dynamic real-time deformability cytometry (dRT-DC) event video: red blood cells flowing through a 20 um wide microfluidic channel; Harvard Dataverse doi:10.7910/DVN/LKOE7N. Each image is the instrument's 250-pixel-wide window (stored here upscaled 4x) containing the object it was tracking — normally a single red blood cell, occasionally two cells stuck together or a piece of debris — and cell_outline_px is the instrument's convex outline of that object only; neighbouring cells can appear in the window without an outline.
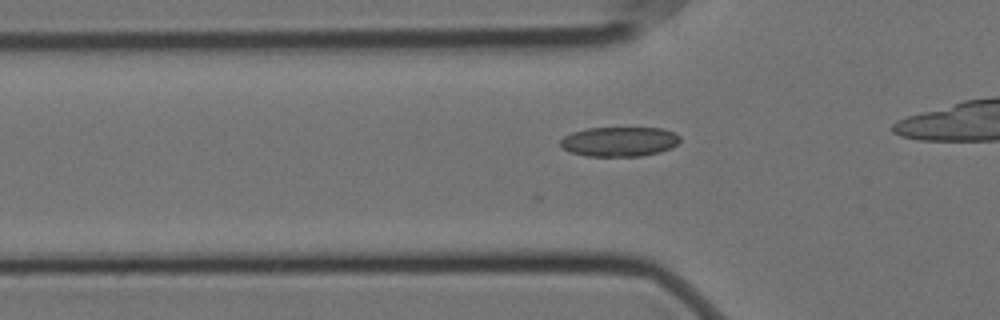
{"species": "Egyptian fruit bat (a non-hibernating species)", "species_latin": "Rousettus aegyptiacus", "temperature_condition": "cold", "stored_images_in_passage": 41, "camera_frame_rate_fps": 3000, "um_per_image_px": 0.085, "animal": {"sex": "female"}, "frame": {"image": 1, "passage_image": 13, "time_ms": 4.0, "image_size_px": [1000, 320], "cell_outline_px": [[680, 140], [672, 148], [660, 152], [640, 156], [588, 156], [568, 152], [560, 144], [560, 140], [564, 136], [572, 132], [588, 128], [664, 128], [680, 136]], "centroid_in_image_um": [52.64, 12.04], "position_along_channel_um": 73.2, "area_um2": 20.69}}
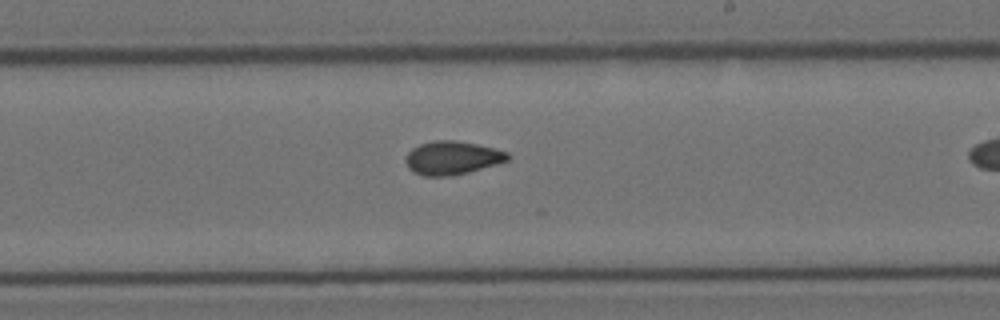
{"frame": {"image": 2, "passage_image": 28, "time_ms": 9.0, "image_size_px": [1000, 320], "cell_outline_px": [[512, 156], [508, 160], [496, 164], [468, 172], [452, 176], [424, 176], [412, 172], [408, 168], [404, 160], [408, 152], [412, 148], [420, 144], [436, 140], [456, 140], [496, 148], [508, 152]], "centroid_in_image_um": [38.43, 13.42], "position_along_channel_um": 250.6, "area_um2": 20.06}}
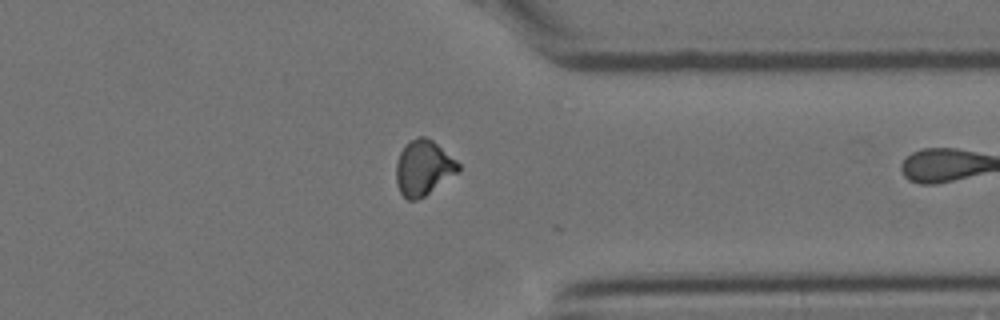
{"frame": {"image": 3, "passage_image": 39, "time_ms": 12.667, "image_size_px": [1000, 320], "cell_outline_px": [[460, 172], [424, 196], [416, 200], [408, 200], [400, 192], [396, 184], [396, 164], [400, 152], [404, 144], [420, 136], [424, 136], [432, 140], [456, 160], [460, 164]], "centroid_in_image_um": [35.99, 14.27], "position_along_channel_um": 375.4, "area_um2": 20.0}}